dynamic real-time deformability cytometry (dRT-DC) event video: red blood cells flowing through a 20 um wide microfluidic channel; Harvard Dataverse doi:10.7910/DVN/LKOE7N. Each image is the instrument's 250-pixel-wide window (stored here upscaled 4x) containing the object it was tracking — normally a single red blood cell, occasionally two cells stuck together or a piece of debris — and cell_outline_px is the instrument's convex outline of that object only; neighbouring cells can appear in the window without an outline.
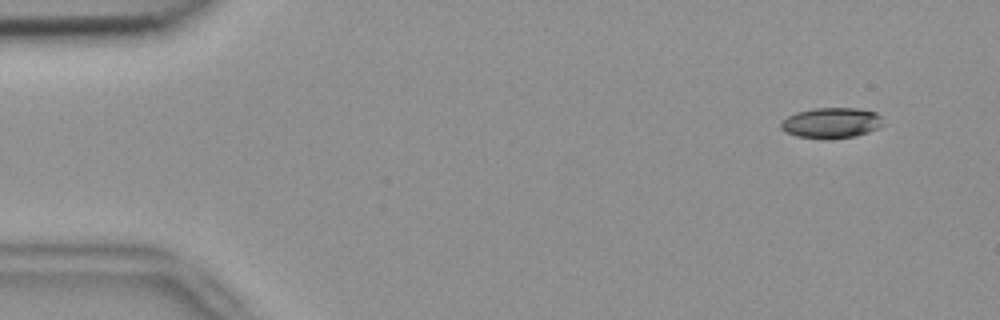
{"species": "common noctule bat (a hibernating species)", "species_latin": "Nyctalus noctula", "temperature_condition": "room temperature", "stored_images_in_passage": 52, "camera_frame_rate_fps": 3000, "um_per_image_px": 0.085, "animal": {"sex": "female", "body_mass_g": 18.4}, "frame": {"image": 1, "passage_image": 5, "time_ms": 1.333, "image_size_px": [1000, 320], "cell_outline_px": [[880, 124], [876, 128], [868, 132], [856, 136], [796, 136], [784, 132], [780, 128], [780, 120], [796, 112], [816, 108], [856, 108], [876, 112], [880, 116]], "centroid_in_image_um": [70.6, 10.4], "position_along_channel_um": 14.4, "area_um2": 17.4}}
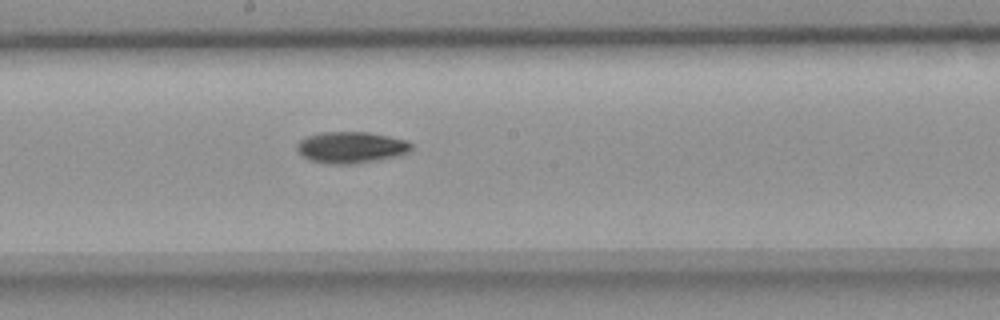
{"frame": {"image": 2, "passage_image": 30, "time_ms": 9.667, "image_size_px": [1000, 320], "cell_outline_px": [[412, 148], [408, 152], [376, 160], [356, 164], [328, 164], [308, 160], [296, 148], [296, 144], [300, 140], [308, 136], [324, 132], [368, 132], [408, 140], [412, 144]], "centroid_in_image_um": [29.82, 12.53], "position_along_channel_um": 218.4, "area_um2": 20.81}}
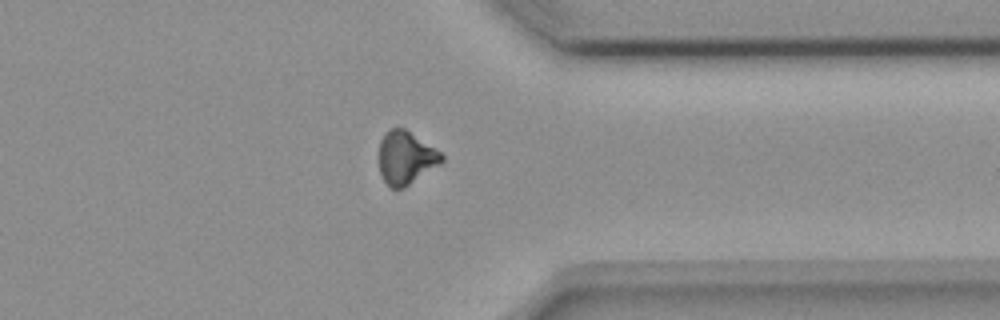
{"frame": {"image": 3, "passage_image": 43, "time_ms": 14.0, "image_size_px": [1000, 320], "cell_outline_px": [[444, 160], [440, 164], [404, 188], [392, 188], [384, 180], [380, 172], [376, 156], [380, 140], [384, 132], [388, 128], [404, 128], [440, 152], [444, 156]], "centroid_in_image_um": [34.43, 13.4], "position_along_channel_um": 377.0, "area_um2": 19.59}, "authors_computed_cell_mechanics": {"area_um2": 19.5942, "velocity_mm_per_s": 3.7742, "shape_relaxation_time_tau1_ms": 8.6044, "shape_relaxation_time_tau2_ms": null, "deformation_change_tau1": 0.1846, "deformation_change_tau2": null}}